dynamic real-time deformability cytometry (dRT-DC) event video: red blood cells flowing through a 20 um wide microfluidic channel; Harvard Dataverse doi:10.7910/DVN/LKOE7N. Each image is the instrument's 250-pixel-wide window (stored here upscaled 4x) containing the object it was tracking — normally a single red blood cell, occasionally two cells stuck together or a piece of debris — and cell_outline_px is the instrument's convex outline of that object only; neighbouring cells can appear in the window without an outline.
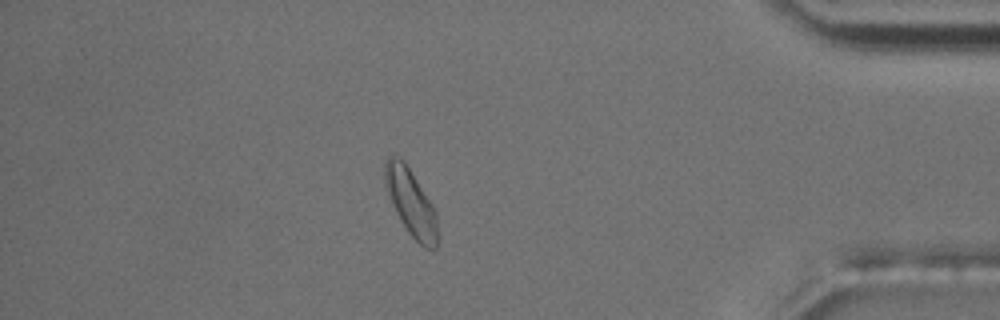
{"species": "common noctule bat (a hibernating species)", "species_latin": "Nyctalus noctula", "temperature_condition": "room temperature", "stored_images_in_passage": 51, "camera_frame_rate_fps": 3000, "um_per_image_px": 0.085, "animal": {"sex": "male", "body_mass_g": 17.5, "forearm_length_mm": 52.3}, "frame": {"image": 1, "passage_image": 44, "time_ms": 14.333, "image_size_px": [1000, 320], "cell_outline_px": [[440, 240], [436, 248], [424, 248], [408, 232], [400, 220], [392, 204], [384, 184], [384, 164], [388, 156], [396, 156], [404, 160], [436, 212]], "centroid_in_image_um": [34.94, 17.24], "position_along_channel_um": 400.3, "area_um2": 20.52}, "authors_computed_cell_mechanics": {"area_um2": 17.9758, "velocity_mm_per_s": 3.6804, "shape_relaxation_time_tau1_ms": 2.5441, "shape_relaxation_time_tau2_ms": 1.0695, "deformation_change_tau1": 0.0797, "deformation_change_tau2": 0.0596}}